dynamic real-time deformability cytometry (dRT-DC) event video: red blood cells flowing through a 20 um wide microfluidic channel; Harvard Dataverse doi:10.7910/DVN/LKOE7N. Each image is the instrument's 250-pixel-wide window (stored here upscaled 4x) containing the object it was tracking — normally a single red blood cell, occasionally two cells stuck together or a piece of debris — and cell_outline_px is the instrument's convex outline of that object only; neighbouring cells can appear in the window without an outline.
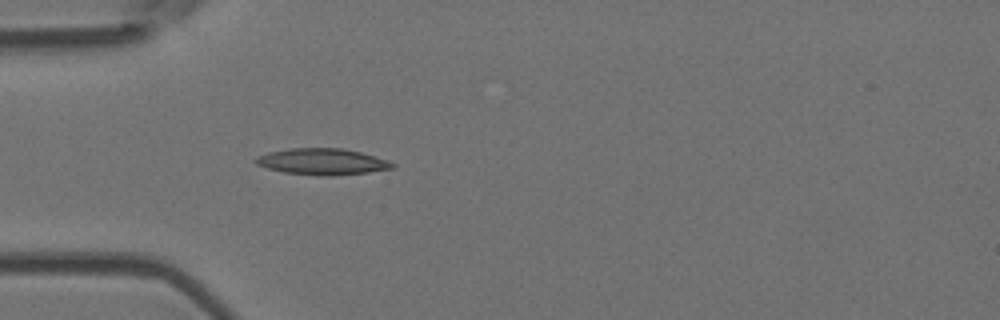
{"species": "Egyptian fruit bat (a non-hibernating species)", "species_latin": "Rousettus aegyptiacus", "temperature_condition": "room temperature", "stored_images_in_passage": 1, "camera_frame_rate_fps": 3000, "um_per_image_px": 0.085, "animal": {"sex": "female"}, "frame": {"image": 1, "passage_image": 1, "time_ms": 0.0, "image_size_px": [1000, 320], "cell_outline_px": [[396, 164], [392, 168], [368, 172], [332, 176], [328, 176], [284, 172], [268, 168], [256, 164], [252, 160], [256, 156], [268, 152], [288, 148], [340, 148], [360, 152], [388, 160]], "centroid_in_image_um": [27.36, 13.73], "position_along_channel_um": 57.6, "area_um2": 20.87}}